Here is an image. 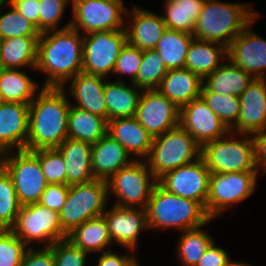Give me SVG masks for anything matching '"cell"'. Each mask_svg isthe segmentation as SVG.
Listing matches in <instances>:
<instances>
[{"label": "cell", "mask_w": 266, "mask_h": 266, "mask_svg": "<svg viewBox=\"0 0 266 266\" xmlns=\"http://www.w3.org/2000/svg\"><path fill=\"white\" fill-rule=\"evenodd\" d=\"M194 39L192 34L166 29L155 50L168 70L185 68L186 55Z\"/></svg>", "instance_id": "d6a6232c"}, {"label": "cell", "mask_w": 266, "mask_h": 266, "mask_svg": "<svg viewBox=\"0 0 266 266\" xmlns=\"http://www.w3.org/2000/svg\"><path fill=\"white\" fill-rule=\"evenodd\" d=\"M203 80L187 68L168 70L157 88L178 108L200 97Z\"/></svg>", "instance_id": "603a6c76"}, {"label": "cell", "mask_w": 266, "mask_h": 266, "mask_svg": "<svg viewBox=\"0 0 266 266\" xmlns=\"http://www.w3.org/2000/svg\"><path fill=\"white\" fill-rule=\"evenodd\" d=\"M179 125L202 147L230 132L200 96L180 108Z\"/></svg>", "instance_id": "2e32d148"}, {"label": "cell", "mask_w": 266, "mask_h": 266, "mask_svg": "<svg viewBox=\"0 0 266 266\" xmlns=\"http://www.w3.org/2000/svg\"><path fill=\"white\" fill-rule=\"evenodd\" d=\"M230 266H250V265H247V264H241V263H237V262H231V265Z\"/></svg>", "instance_id": "f5cc1de1"}, {"label": "cell", "mask_w": 266, "mask_h": 266, "mask_svg": "<svg viewBox=\"0 0 266 266\" xmlns=\"http://www.w3.org/2000/svg\"><path fill=\"white\" fill-rule=\"evenodd\" d=\"M54 253L55 266H84L87 252L81 250L67 238L50 246Z\"/></svg>", "instance_id": "7bdbcfd3"}, {"label": "cell", "mask_w": 266, "mask_h": 266, "mask_svg": "<svg viewBox=\"0 0 266 266\" xmlns=\"http://www.w3.org/2000/svg\"><path fill=\"white\" fill-rule=\"evenodd\" d=\"M240 115L230 132L254 134L266 128V80L253 79L240 95ZM236 128V129H235Z\"/></svg>", "instance_id": "ac0fdd59"}, {"label": "cell", "mask_w": 266, "mask_h": 266, "mask_svg": "<svg viewBox=\"0 0 266 266\" xmlns=\"http://www.w3.org/2000/svg\"><path fill=\"white\" fill-rule=\"evenodd\" d=\"M252 135H254L252 139L254 143V161L256 168L261 165L266 171V128Z\"/></svg>", "instance_id": "f907efd6"}, {"label": "cell", "mask_w": 266, "mask_h": 266, "mask_svg": "<svg viewBox=\"0 0 266 266\" xmlns=\"http://www.w3.org/2000/svg\"><path fill=\"white\" fill-rule=\"evenodd\" d=\"M26 244L10 229L0 230V266H20Z\"/></svg>", "instance_id": "b9f144b4"}, {"label": "cell", "mask_w": 266, "mask_h": 266, "mask_svg": "<svg viewBox=\"0 0 266 266\" xmlns=\"http://www.w3.org/2000/svg\"><path fill=\"white\" fill-rule=\"evenodd\" d=\"M200 96L229 130L237 123L241 109L240 97L210 92L203 85Z\"/></svg>", "instance_id": "f35d334b"}, {"label": "cell", "mask_w": 266, "mask_h": 266, "mask_svg": "<svg viewBox=\"0 0 266 266\" xmlns=\"http://www.w3.org/2000/svg\"><path fill=\"white\" fill-rule=\"evenodd\" d=\"M167 72V67L155 49L144 50L137 78L132 85L142 90L157 89Z\"/></svg>", "instance_id": "d590c367"}, {"label": "cell", "mask_w": 266, "mask_h": 266, "mask_svg": "<svg viewBox=\"0 0 266 266\" xmlns=\"http://www.w3.org/2000/svg\"><path fill=\"white\" fill-rule=\"evenodd\" d=\"M74 20L70 26L83 29L86 34L95 31H117L125 29L121 25L127 13L122 0H76L72 2Z\"/></svg>", "instance_id": "4fadbf2b"}, {"label": "cell", "mask_w": 266, "mask_h": 266, "mask_svg": "<svg viewBox=\"0 0 266 266\" xmlns=\"http://www.w3.org/2000/svg\"><path fill=\"white\" fill-rule=\"evenodd\" d=\"M142 57V50L126 42L115 62L113 73L128 74L131 76L132 83H134L142 62Z\"/></svg>", "instance_id": "ee69618b"}, {"label": "cell", "mask_w": 266, "mask_h": 266, "mask_svg": "<svg viewBox=\"0 0 266 266\" xmlns=\"http://www.w3.org/2000/svg\"><path fill=\"white\" fill-rule=\"evenodd\" d=\"M87 35L83 39L82 71L102 77L113 73L115 62L127 42L126 30L95 31Z\"/></svg>", "instance_id": "8fae6325"}, {"label": "cell", "mask_w": 266, "mask_h": 266, "mask_svg": "<svg viewBox=\"0 0 266 266\" xmlns=\"http://www.w3.org/2000/svg\"><path fill=\"white\" fill-rule=\"evenodd\" d=\"M213 242L205 251L196 266H230L231 261L227 252L223 248L214 245Z\"/></svg>", "instance_id": "681fc988"}, {"label": "cell", "mask_w": 266, "mask_h": 266, "mask_svg": "<svg viewBox=\"0 0 266 266\" xmlns=\"http://www.w3.org/2000/svg\"><path fill=\"white\" fill-rule=\"evenodd\" d=\"M39 36L11 37L1 40V68L19 69L30 65L36 69Z\"/></svg>", "instance_id": "f1b7e54d"}, {"label": "cell", "mask_w": 266, "mask_h": 266, "mask_svg": "<svg viewBox=\"0 0 266 266\" xmlns=\"http://www.w3.org/2000/svg\"><path fill=\"white\" fill-rule=\"evenodd\" d=\"M69 0H39V32H49L57 26Z\"/></svg>", "instance_id": "f6af8a7d"}, {"label": "cell", "mask_w": 266, "mask_h": 266, "mask_svg": "<svg viewBox=\"0 0 266 266\" xmlns=\"http://www.w3.org/2000/svg\"><path fill=\"white\" fill-rule=\"evenodd\" d=\"M11 11L0 13V40L11 37L40 36L38 29L10 4Z\"/></svg>", "instance_id": "60d3db41"}, {"label": "cell", "mask_w": 266, "mask_h": 266, "mask_svg": "<svg viewBox=\"0 0 266 266\" xmlns=\"http://www.w3.org/2000/svg\"><path fill=\"white\" fill-rule=\"evenodd\" d=\"M253 21L232 40L227 48L226 60L242 68L254 79H264L261 70L266 69V40L249 29Z\"/></svg>", "instance_id": "e0dca14e"}, {"label": "cell", "mask_w": 266, "mask_h": 266, "mask_svg": "<svg viewBox=\"0 0 266 266\" xmlns=\"http://www.w3.org/2000/svg\"><path fill=\"white\" fill-rule=\"evenodd\" d=\"M145 209L148 228L175 227L185 231L201 227L212 220L200 202L167 192L158 183Z\"/></svg>", "instance_id": "277c9868"}, {"label": "cell", "mask_w": 266, "mask_h": 266, "mask_svg": "<svg viewBox=\"0 0 266 266\" xmlns=\"http://www.w3.org/2000/svg\"><path fill=\"white\" fill-rule=\"evenodd\" d=\"M62 87H44L29 104V133L25 150L57 148L68 138L70 103Z\"/></svg>", "instance_id": "6da1fadb"}, {"label": "cell", "mask_w": 266, "mask_h": 266, "mask_svg": "<svg viewBox=\"0 0 266 266\" xmlns=\"http://www.w3.org/2000/svg\"><path fill=\"white\" fill-rule=\"evenodd\" d=\"M107 181L93 179L70 185L65 204L59 212L63 231L69 234L86 220L103 215L107 200Z\"/></svg>", "instance_id": "8992f818"}, {"label": "cell", "mask_w": 266, "mask_h": 266, "mask_svg": "<svg viewBox=\"0 0 266 266\" xmlns=\"http://www.w3.org/2000/svg\"><path fill=\"white\" fill-rule=\"evenodd\" d=\"M37 84L18 69L0 68V92L4 102L30 104Z\"/></svg>", "instance_id": "e575fe53"}, {"label": "cell", "mask_w": 266, "mask_h": 266, "mask_svg": "<svg viewBox=\"0 0 266 266\" xmlns=\"http://www.w3.org/2000/svg\"><path fill=\"white\" fill-rule=\"evenodd\" d=\"M4 102L3 98H2V95H1V92H0V104Z\"/></svg>", "instance_id": "9f6ffc18"}, {"label": "cell", "mask_w": 266, "mask_h": 266, "mask_svg": "<svg viewBox=\"0 0 266 266\" xmlns=\"http://www.w3.org/2000/svg\"><path fill=\"white\" fill-rule=\"evenodd\" d=\"M78 31L68 23L51 34L40 33L36 69L48 75L44 87H63L82 72L84 37L80 38Z\"/></svg>", "instance_id": "7a4b0ae2"}, {"label": "cell", "mask_w": 266, "mask_h": 266, "mask_svg": "<svg viewBox=\"0 0 266 266\" xmlns=\"http://www.w3.org/2000/svg\"><path fill=\"white\" fill-rule=\"evenodd\" d=\"M210 175L211 171L200 157L189 164L165 173L157 180V183L167 192L200 202L205 207Z\"/></svg>", "instance_id": "5bb4252c"}, {"label": "cell", "mask_w": 266, "mask_h": 266, "mask_svg": "<svg viewBox=\"0 0 266 266\" xmlns=\"http://www.w3.org/2000/svg\"><path fill=\"white\" fill-rule=\"evenodd\" d=\"M250 11L248 6L240 3L227 4L205 0L192 35L195 39L214 42L228 48L232 40L256 19L257 13Z\"/></svg>", "instance_id": "3957f363"}, {"label": "cell", "mask_w": 266, "mask_h": 266, "mask_svg": "<svg viewBox=\"0 0 266 266\" xmlns=\"http://www.w3.org/2000/svg\"><path fill=\"white\" fill-rule=\"evenodd\" d=\"M29 133V105L17 102L0 104V150H25Z\"/></svg>", "instance_id": "d6986e66"}, {"label": "cell", "mask_w": 266, "mask_h": 266, "mask_svg": "<svg viewBox=\"0 0 266 266\" xmlns=\"http://www.w3.org/2000/svg\"><path fill=\"white\" fill-rule=\"evenodd\" d=\"M180 108L158 89H145L141 94L135 118L152 138L179 125Z\"/></svg>", "instance_id": "9a60e30c"}, {"label": "cell", "mask_w": 266, "mask_h": 266, "mask_svg": "<svg viewBox=\"0 0 266 266\" xmlns=\"http://www.w3.org/2000/svg\"><path fill=\"white\" fill-rule=\"evenodd\" d=\"M107 134L117 140L128 153L147 157L153 138L135 117L108 121Z\"/></svg>", "instance_id": "d4e9b609"}, {"label": "cell", "mask_w": 266, "mask_h": 266, "mask_svg": "<svg viewBox=\"0 0 266 266\" xmlns=\"http://www.w3.org/2000/svg\"><path fill=\"white\" fill-rule=\"evenodd\" d=\"M4 3H6V0H0V10L4 6Z\"/></svg>", "instance_id": "db71d44e"}, {"label": "cell", "mask_w": 266, "mask_h": 266, "mask_svg": "<svg viewBox=\"0 0 266 266\" xmlns=\"http://www.w3.org/2000/svg\"><path fill=\"white\" fill-rule=\"evenodd\" d=\"M9 3L39 31V0H9Z\"/></svg>", "instance_id": "c3c4849f"}, {"label": "cell", "mask_w": 266, "mask_h": 266, "mask_svg": "<svg viewBox=\"0 0 266 266\" xmlns=\"http://www.w3.org/2000/svg\"><path fill=\"white\" fill-rule=\"evenodd\" d=\"M205 0H167L163 22L168 29L192 34Z\"/></svg>", "instance_id": "836d02e7"}, {"label": "cell", "mask_w": 266, "mask_h": 266, "mask_svg": "<svg viewBox=\"0 0 266 266\" xmlns=\"http://www.w3.org/2000/svg\"><path fill=\"white\" fill-rule=\"evenodd\" d=\"M104 94L107 108V121L115 118L135 117L141 94L123 81L105 82Z\"/></svg>", "instance_id": "4dcf8cb0"}, {"label": "cell", "mask_w": 266, "mask_h": 266, "mask_svg": "<svg viewBox=\"0 0 266 266\" xmlns=\"http://www.w3.org/2000/svg\"><path fill=\"white\" fill-rule=\"evenodd\" d=\"M20 266H55L54 253L51 247L33 251L29 248L21 262Z\"/></svg>", "instance_id": "7dc6e473"}, {"label": "cell", "mask_w": 266, "mask_h": 266, "mask_svg": "<svg viewBox=\"0 0 266 266\" xmlns=\"http://www.w3.org/2000/svg\"><path fill=\"white\" fill-rule=\"evenodd\" d=\"M67 239L87 253L100 251L112 243L103 215L88 219L75 227L67 234Z\"/></svg>", "instance_id": "1f68e13d"}, {"label": "cell", "mask_w": 266, "mask_h": 266, "mask_svg": "<svg viewBox=\"0 0 266 266\" xmlns=\"http://www.w3.org/2000/svg\"><path fill=\"white\" fill-rule=\"evenodd\" d=\"M108 121L101 116L70 105L68 113V138L95 144L107 134Z\"/></svg>", "instance_id": "83f0119b"}, {"label": "cell", "mask_w": 266, "mask_h": 266, "mask_svg": "<svg viewBox=\"0 0 266 266\" xmlns=\"http://www.w3.org/2000/svg\"><path fill=\"white\" fill-rule=\"evenodd\" d=\"M102 256L99 257L98 266H135L137 264L133 257H121L115 253H111V249L108 251H101Z\"/></svg>", "instance_id": "816d5d0a"}, {"label": "cell", "mask_w": 266, "mask_h": 266, "mask_svg": "<svg viewBox=\"0 0 266 266\" xmlns=\"http://www.w3.org/2000/svg\"><path fill=\"white\" fill-rule=\"evenodd\" d=\"M205 78L208 79L203 83V86L208 91L238 97H240L254 79L232 62L228 65H220Z\"/></svg>", "instance_id": "f546056e"}, {"label": "cell", "mask_w": 266, "mask_h": 266, "mask_svg": "<svg viewBox=\"0 0 266 266\" xmlns=\"http://www.w3.org/2000/svg\"><path fill=\"white\" fill-rule=\"evenodd\" d=\"M102 76L80 72L71 82L72 96L77 100V108L101 116L107 120V108L104 94L105 82Z\"/></svg>", "instance_id": "cb8c5ba5"}, {"label": "cell", "mask_w": 266, "mask_h": 266, "mask_svg": "<svg viewBox=\"0 0 266 266\" xmlns=\"http://www.w3.org/2000/svg\"><path fill=\"white\" fill-rule=\"evenodd\" d=\"M140 209L114 205L103 213L111 241L134 250L141 230L148 228L146 209Z\"/></svg>", "instance_id": "ffe728a7"}, {"label": "cell", "mask_w": 266, "mask_h": 266, "mask_svg": "<svg viewBox=\"0 0 266 266\" xmlns=\"http://www.w3.org/2000/svg\"><path fill=\"white\" fill-rule=\"evenodd\" d=\"M0 68H1V40H0Z\"/></svg>", "instance_id": "11a10c76"}, {"label": "cell", "mask_w": 266, "mask_h": 266, "mask_svg": "<svg viewBox=\"0 0 266 266\" xmlns=\"http://www.w3.org/2000/svg\"><path fill=\"white\" fill-rule=\"evenodd\" d=\"M129 155L125 148L110 135L101 137L91 149L94 178L108 181L121 168L133 162L127 159Z\"/></svg>", "instance_id": "44dd1931"}, {"label": "cell", "mask_w": 266, "mask_h": 266, "mask_svg": "<svg viewBox=\"0 0 266 266\" xmlns=\"http://www.w3.org/2000/svg\"><path fill=\"white\" fill-rule=\"evenodd\" d=\"M26 245L32 240L48 242L50 247L55 242L67 238L63 231L59 213L41 204L31 203L21 206L14 226L10 229Z\"/></svg>", "instance_id": "30bf717a"}, {"label": "cell", "mask_w": 266, "mask_h": 266, "mask_svg": "<svg viewBox=\"0 0 266 266\" xmlns=\"http://www.w3.org/2000/svg\"><path fill=\"white\" fill-rule=\"evenodd\" d=\"M147 168L149 167L145 161L133 160L130 165L121 168L107 181L108 192L111 190L118 199H121L115 204L116 206L134 208V205H138V209L146 208L152 190L157 184L153 173ZM149 176H152L151 179L153 178L155 182H150Z\"/></svg>", "instance_id": "ba28073f"}, {"label": "cell", "mask_w": 266, "mask_h": 266, "mask_svg": "<svg viewBox=\"0 0 266 266\" xmlns=\"http://www.w3.org/2000/svg\"><path fill=\"white\" fill-rule=\"evenodd\" d=\"M132 14L133 26L131 28L125 27L127 42L142 51L155 49L159 39L167 29L162 16L136 7Z\"/></svg>", "instance_id": "484cf974"}, {"label": "cell", "mask_w": 266, "mask_h": 266, "mask_svg": "<svg viewBox=\"0 0 266 266\" xmlns=\"http://www.w3.org/2000/svg\"><path fill=\"white\" fill-rule=\"evenodd\" d=\"M39 160L48 184L66 185V165L57 148L31 151Z\"/></svg>", "instance_id": "ab89813d"}, {"label": "cell", "mask_w": 266, "mask_h": 266, "mask_svg": "<svg viewBox=\"0 0 266 266\" xmlns=\"http://www.w3.org/2000/svg\"><path fill=\"white\" fill-rule=\"evenodd\" d=\"M223 138L201 147V157L211 173L257 172L253 139Z\"/></svg>", "instance_id": "52a82bcc"}, {"label": "cell", "mask_w": 266, "mask_h": 266, "mask_svg": "<svg viewBox=\"0 0 266 266\" xmlns=\"http://www.w3.org/2000/svg\"><path fill=\"white\" fill-rule=\"evenodd\" d=\"M216 44L194 38L189 46L185 68L198 75L203 82L221 65L222 55L227 56V48L221 44L215 47Z\"/></svg>", "instance_id": "4316f807"}, {"label": "cell", "mask_w": 266, "mask_h": 266, "mask_svg": "<svg viewBox=\"0 0 266 266\" xmlns=\"http://www.w3.org/2000/svg\"><path fill=\"white\" fill-rule=\"evenodd\" d=\"M182 238L178 245V255L181 256V263L186 266H196L205 251L214 242L200 227L183 231Z\"/></svg>", "instance_id": "8d00e7d4"}, {"label": "cell", "mask_w": 266, "mask_h": 266, "mask_svg": "<svg viewBox=\"0 0 266 266\" xmlns=\"http://www.w3.org/2000/svg\"><path fill=\"white\" fill-rule=\"evenodd\" d=\"M193 157H201V146L178 125L153 138L147 157L150 162L148 167L158 180L165 173L191 163Z\"/></svg>", "instance_id": "5b68a950"}, {"label": "cell", "mask_w": 266, "mask_h": 266, "mask_svg": "<svg viewBox=\"0 0 266 266\" xmlns=\"http://www.w3.org/2000/svg\"><path fill=\"white\" fill-rule=\"evenodd\" d=\"M68 190L69 185L48 184L38 203L59 213L65 204Z\"/></svg>", "instance_id": "bcb514c9"}, {"label": "cell", "mask_w": 266, "mask_h": 266, "mask_svg": "<svg viewBox=\"0 0 266 266\" xmlns=\"http://www.w3.org/2000/svg\"><path fill=\"white\" fill-rule=\"evenodd\" d=\"M0 165L10 175L22 206L39 202L48 182L38 158L27 150H17L13 157L0 159Z\"/></svg>", "instance_id": "9c48e42d"}, {"label": "cell", "mask_w": 266, "mask_h": 266, "mask_svg": "<svg viewBox=\"0 0 266 266\" xmlns=\"http://www.w3.org/2000/svg\"><path fill=\"white\" fill-rule=\"evenodd\" d=\"M57 149L66 165V185H75L92 181V145L86 142L66 138Z\"/></svg>", "instance_id": "7402d4cb"}, {"label": "cell", "mask_w": 266, "mask_h": 266, "mask_svg": "<svg viewBox=\"0 0 266 266\" xmlns=\"http://www.w3.org/2000/svg\"><path fill=\"white\" fill-rule=\"evenodd\" d=\"M21 206L10 175L0 165V230L14 226Z\"/></svg>", "instance_id": "74e56055"}, {"label": "cell", "mask_w": 266, "mask_h": 266, "mask_svg": "<svg viewBox=\"0 0 266 266\" xmlns=\"http://www.w3.org/2000/svg\"><path fill=\"white\" fill-rule=\"evenodd\" d=\"M257 172L211 173L205 210L213 219L231 204L246 199L255 188Z\"/></svg>", "instance_id": "7c38bea8"}]
</instances>
